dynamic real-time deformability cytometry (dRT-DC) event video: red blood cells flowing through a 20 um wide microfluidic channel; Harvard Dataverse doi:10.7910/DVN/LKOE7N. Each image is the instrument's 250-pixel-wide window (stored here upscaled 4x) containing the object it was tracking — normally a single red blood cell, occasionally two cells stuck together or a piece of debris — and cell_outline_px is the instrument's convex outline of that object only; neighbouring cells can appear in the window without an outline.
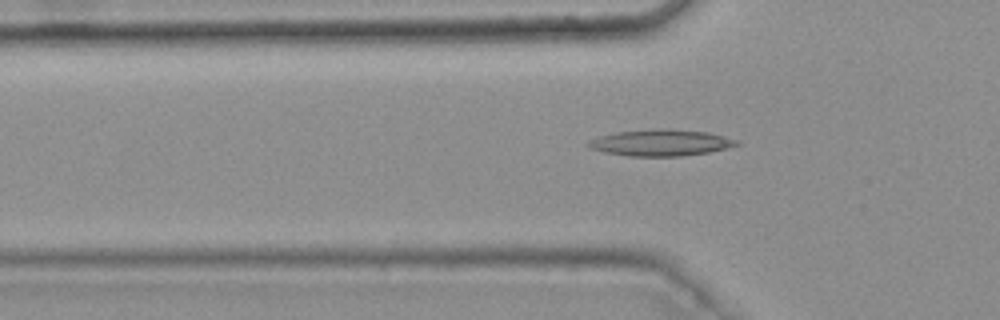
{"species": "common noctule bat (a hibernating species)", "species_latin": "Nyctalus noctula", "temperature_condition": "warm", "stored_images_in_passage": 47, "camera_frame_rate_fps": 3000, "um_per_image_px": 0.085, "animal": {"sex": "female", "body_mass_g": 25.1}, "frame": {"image": 1, "passage_image": 17, "time_ms": 5.333, "image_size_px": [1000, 320], "cell_outline_px": [[740, 144], [708, 152], [680, 156], [628, 156], [604, 152], [592, 148], [584, 144], [588, 140], [600, 136], [616, 132], [656, 128], [664, 128], [708, 132], [736, 140]], "centroid_in_image_um": [56.1, 12.12], "position_along_channel_um": 69.7, "area_um2": 22.66}}
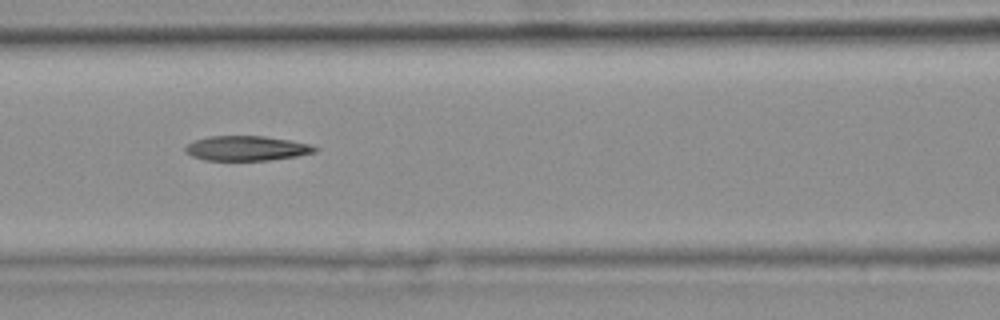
{"frame": {"image": 2, "passage_image": 23, "time_ms": 7.333, "image_size_px": [1000, 320], "cell_outline_px": [[320, 148], [316, 152], [296, 156], [268, 160], [204, 160], [192, 156], [184, 152], [184, 148], [188, 144], [196, 140], [208, 136], [264, 136], [288, 140], [308, 144]], "centroid_in_image_um": [20.94, 12.6], "position_along_channel_um": 145.7, "area_um2": 18.61}}
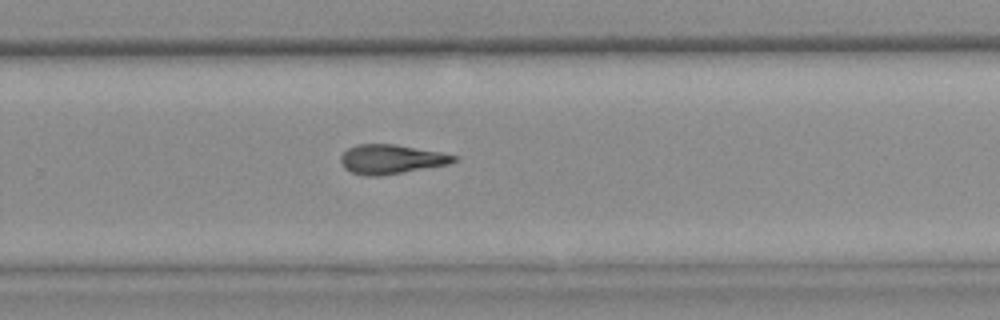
{"frame": {"image": 3, "passage_image": 35, "time_ms": 11.333, "image_size_px": [1000, 320], "cell_outline_px": [[460, 160], [448, 164], [380, 176], [368, 176], [352, 172], [344, 168], [340, 160], [340, 156], [348, 148], [356, 144], [396, 144], [440, 152], [456, 156]], "centroid_in_image_um": [33.24, 13.52], "position_along_channel_um": 296.6, "area_um2": 19.25}}